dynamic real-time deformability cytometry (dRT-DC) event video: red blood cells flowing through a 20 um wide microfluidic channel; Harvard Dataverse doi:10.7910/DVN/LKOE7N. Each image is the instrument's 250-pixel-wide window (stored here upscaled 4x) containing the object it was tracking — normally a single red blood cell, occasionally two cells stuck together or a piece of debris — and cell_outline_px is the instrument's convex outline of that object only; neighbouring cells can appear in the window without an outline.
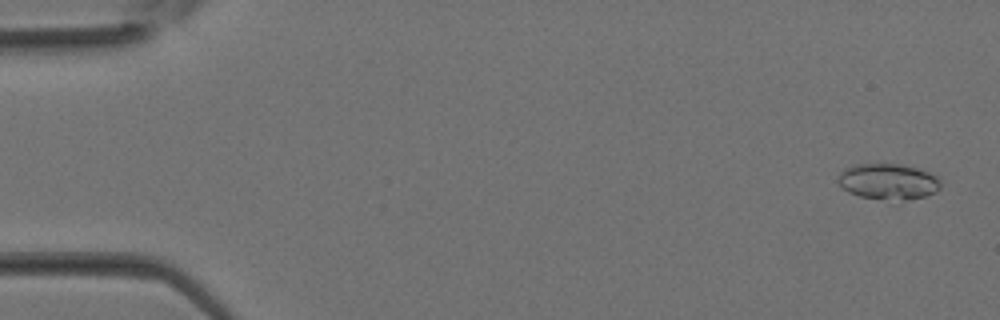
{"species": "Egyptian fruit bat (a non-hibernating species)", "species_latin": "Rousettus aegyptiacus", "temperature_condition": "room temperature", "stored_images_in_passage": 35, "camera_frame_rate_fps": 3000, "um_per_image_px": 0.085, "animal": {"sex": "female"}, "frame": {"image": 1, "passage_image": 1, "time_ms": 0.0, "image_size_px": [1000, 320], "cell_outline_px": [[940, 188], [936, 192], [924, 196], [904, 200], [860, 196], [848, 192], [836, 180], [840, 172], [844, 168], [852, 164], [900, 164], [916, 168], [928, 172], [936, 176], [940, 180]], "centroid_in_image_um": [75.48, 15.41], "position_along_channel_um": 9.5, "area_um2": 21.21}}
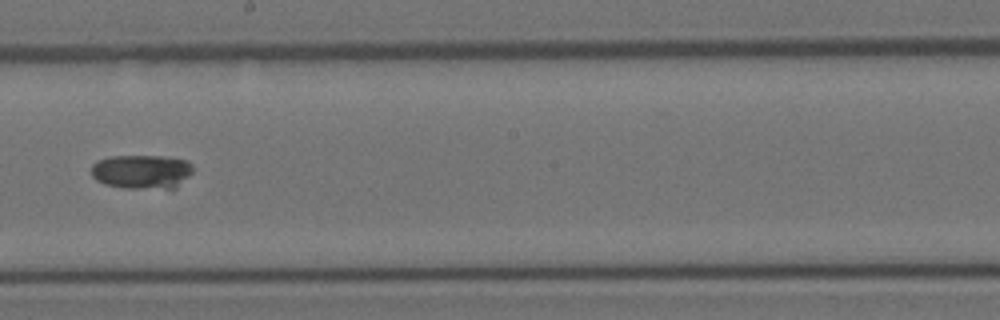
{"frame": {"image": 2, "passage_image": 20, "time_ms": 6.333, "image_size_px": [1000, 320], "cell_outline_px": [[192, 172], [176, 188], [124, 188], [104, 184], [96, 180], [92, 176], [92, 164], [96, 160], [108, 156], [160, 156], [188, 160], [192, 164]], "centroid_in_image_um": [12.02, 14.58], "position_along_channel_um": 236.2, "area_um2": 20.35}}
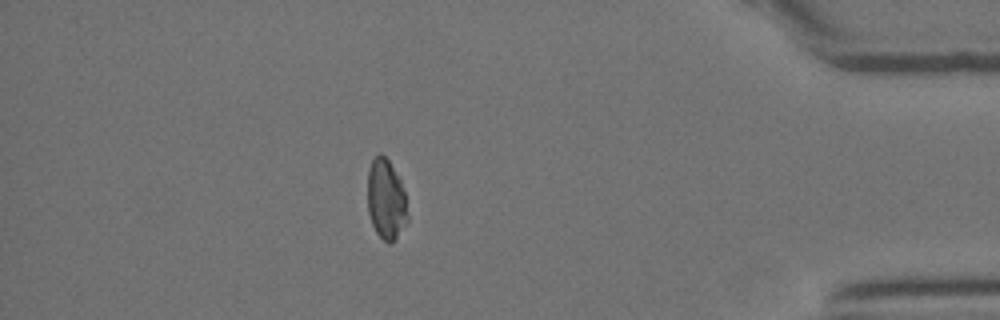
{"frame": {"image": 3, "passage_image": 31, "time_ms": 10.0, "image_size_px": [1000, 320], "cell_outline_px": [[408, 220], [396, 236], [388, 244], [376, 232], [372, 224], [368, 212], [368, 168], [372, 160], [380, 152], [388, 160], [400, 180], [404, 192], [408, 216]], "centroid_in_image_um": [32.8, 16.93], "position_along_channel_um": 402.4, "area_um2": 18.38}}